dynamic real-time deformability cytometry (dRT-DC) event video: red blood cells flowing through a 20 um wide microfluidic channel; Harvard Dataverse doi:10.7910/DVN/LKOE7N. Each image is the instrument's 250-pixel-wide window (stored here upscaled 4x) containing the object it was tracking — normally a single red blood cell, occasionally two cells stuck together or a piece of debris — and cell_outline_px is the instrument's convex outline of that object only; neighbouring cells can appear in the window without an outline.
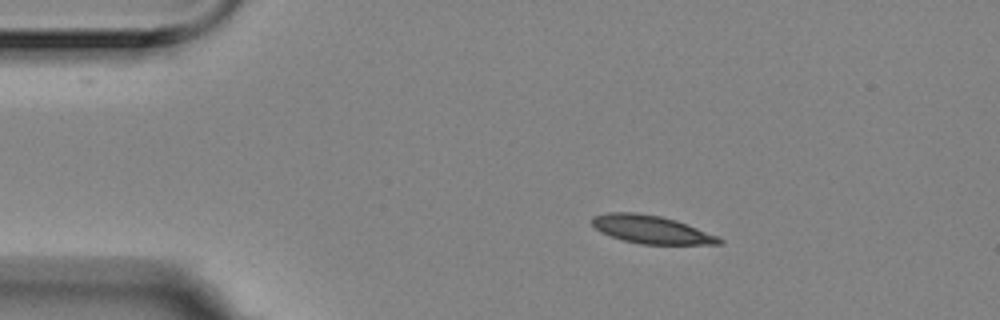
{"species": "Egyptian fruit bat (a non-hibernating species)", "species_latin": "Rousettus aegyptiacus", "temperature_condition": "room temperature", "stored_images_in_passage": 4, "camera_frame_rate_fps": 3000, "um_per_image_px": 0.085, "animal": {"sex": "female"}, "frame": {"image": 1, "passage_image": 1, "time_ms": 0.0, "image_size_px": [1000, 320], "cell_outline_px": [[724, 244], [640, 244], [624, 240], [600, 232], [592, 224], [592, 216], [608, 212], [632, 212], [660, 216], [676, 220], [688, 224], [720, 236], [724, 240]], "centroid_in_image_um": [55.41, 19.51], "position_along_channel_um": 29.6, "area_um2": 20.87}}
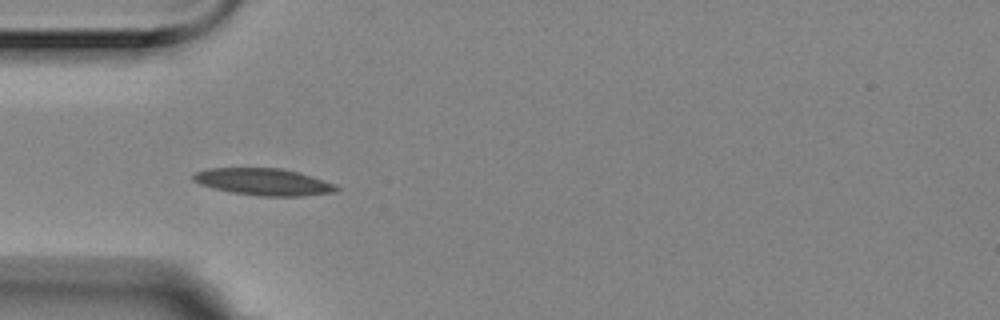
{"frame": {"image": 2, "passage_image": 3, "time_ms": 0.667, "image_size_px": [1000, 320], "cell_outline_px": [[340, 188], [336, 192], [304, 196], [260, 196], [232, 192], [212, 188], [200, 184], [192, 180], [192, 176], [196, 172], [208, 168], [280, 168], [300, 172], [336, 184]], "centroid_in_image_um": [22.43, 15.46], "position_along_channel_um": 62.6, "area_um2": 22.6}}
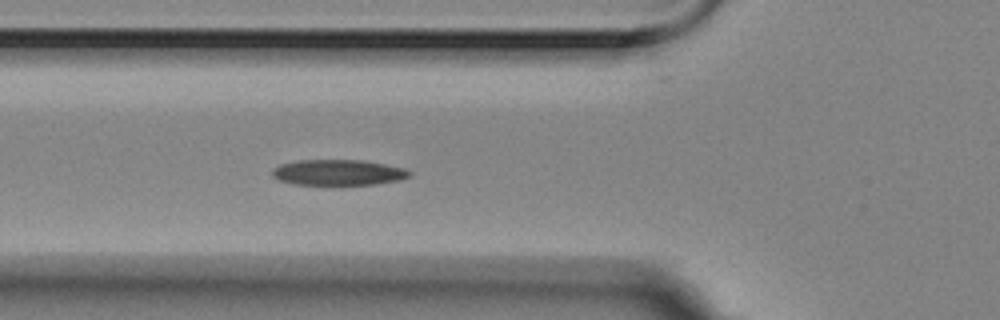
{"frame": {"image": 3, "passage_image": 4, "time_ms": 1.0, "image_size_px": [1000, 320], "cell_outline_px": [[412, 172], [408, 176], [400, 180], [376, 184], [292, 184], [280, 180], [272, 176], [272, 168], [280, 164], [300, 160], [360, 160], [384, 164], [404, 168]], "centroid_in_image_um": [28.72, 14.65], "position_along_channel_um": 97.1, "area_um2": 20.35}}